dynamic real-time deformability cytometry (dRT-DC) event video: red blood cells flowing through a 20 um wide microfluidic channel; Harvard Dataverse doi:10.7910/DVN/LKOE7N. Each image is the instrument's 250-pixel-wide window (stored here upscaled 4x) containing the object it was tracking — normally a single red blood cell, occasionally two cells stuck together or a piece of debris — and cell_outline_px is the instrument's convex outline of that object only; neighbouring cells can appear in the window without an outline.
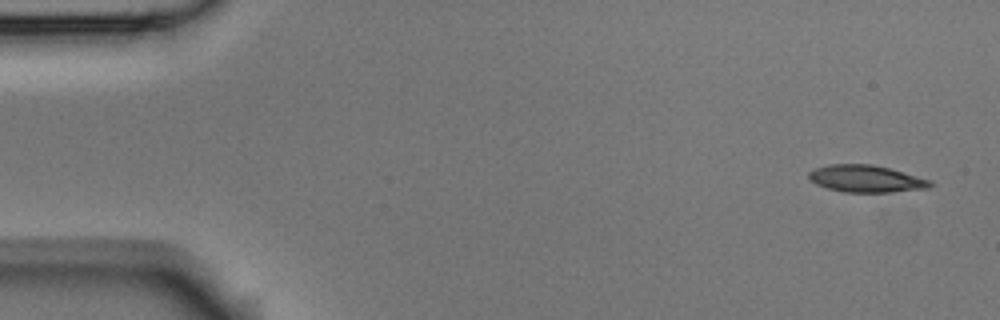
{"species": "Egyptian fruit bat (a non-hibernating species)", "species_latin": "Rousettus aegyptiacus", "temperature_condition": "room temperature", "stored_images_in_passage": 51, "camera_frame_rate_fps": 3000, "um_per_image_px": 0.085, "animal": {"sex": "male"}, "frame": {"image": 1, "passage_image": 1, "time_ms": 0.0, "image_size_px": [1000, 320], "cell_outline_px": [[936, 184], [928, 188], [892, 192], [844, 192], [828, 188], [816, 184], [808, 180], [808, 172], [812, 168], [828, 164], [872, 164], [888, 168], [932, 180]], "centroid_in_image_um": [73.59, 15.19], "position_along_channel_um": 11.4, "area_um2": 19.36}}
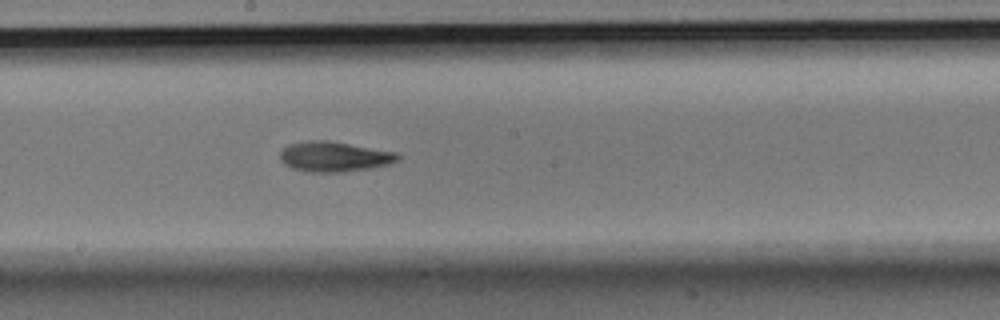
{"frame": {"image": 2, "passage_image": 27, "time_ms": 8.667, "image_size_px": [1000, 320], "cell_outline_px": [[400, 160], [392, 164], [372, 168], [344, 172], [308, 172], [292, 168], [284, 164], [280, 160], [280, 152], [288, 144], [312, 140], [328, 140], [396, 152], [400, 156]], "centroid_in_image_um": [28.43, 13.32], "position_along_channel_um": 219.8, "area_um2": 20.87}}
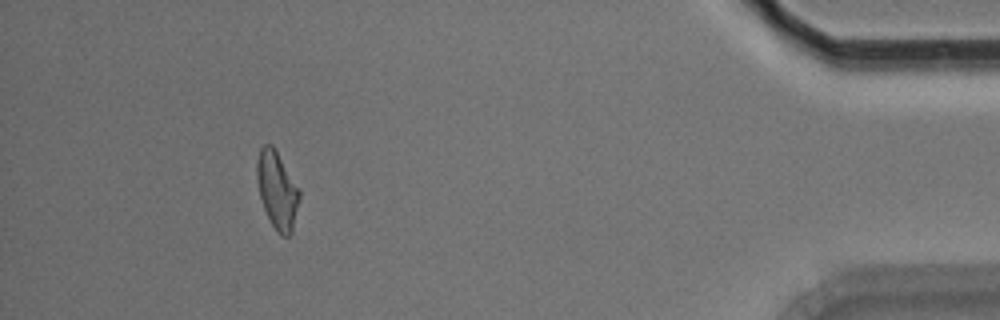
{"frame": {"image": 3, "passage_image": 47, "time_ms": 15.333, "image_size_px": [1000, 320], "cell_outline_px": [[300, 200], [292, 232], [288, 236], [280, 236], [272, 224], [264, 208], [260, 196], [256, 176], [256, 164], [260, 148], [264, 144], [272, 144], [276, 148], [300, 188]], "centroid_in_image_um": [23.58, 16.12], "position_along_channel_um": 411.6, "area_um2": 19.48}, "authors_computed_cell_mechanics": {"area_um2": 19.4786, "velocity_mm_per_s": 3.7685, "shape_relaxation_time_tau1_ms": 4.6927, "shape_relaxation_time_tau2_ms": 7.5737, "deformation_change_tau1": 0.1711, "deformation_change_tau2": 0.1628}}